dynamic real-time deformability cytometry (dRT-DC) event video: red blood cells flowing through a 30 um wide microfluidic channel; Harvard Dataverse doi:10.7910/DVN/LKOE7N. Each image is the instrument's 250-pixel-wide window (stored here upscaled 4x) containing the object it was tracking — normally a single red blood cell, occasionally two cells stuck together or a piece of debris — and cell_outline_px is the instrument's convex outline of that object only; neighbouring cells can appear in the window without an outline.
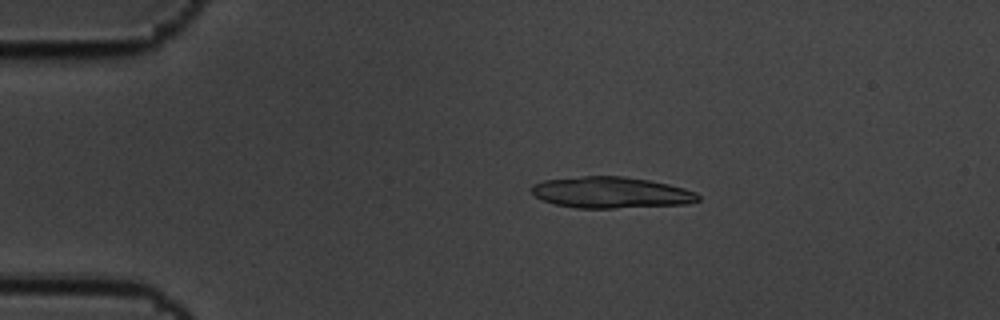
{"species": "common noctule bat (a hibernating species)", "species_latin": "Nyctalus noctula", "temperature_condition": "cold", "stored_images_in_passage": 6, "camera_frame_rate_fps": 3000, "um_per_image_px": 0.085, "animal": {"sex": "male", "body_mass_g": 19.5, "forearm_length_mm": 54.6}, "frame": {"image": 1, "passage_image": 3, "time_ms": 0.667, "image_size_px": [1000, 320], "cell_outline_px": [[700, 200], [688, 204], [616, 208], [576, 208], [556, 204], [544, 200], [536, 196], [532, 192], [532, 184], [544, 180], [584, 176], [624, 176], [648, 180], [668, 184], [684, 188], [696, 192], [700, 196]], "centroid_in_image_um": [51.98, 16.36], "position_along_channel_um": 33.0, "area_um2": 30.29}}